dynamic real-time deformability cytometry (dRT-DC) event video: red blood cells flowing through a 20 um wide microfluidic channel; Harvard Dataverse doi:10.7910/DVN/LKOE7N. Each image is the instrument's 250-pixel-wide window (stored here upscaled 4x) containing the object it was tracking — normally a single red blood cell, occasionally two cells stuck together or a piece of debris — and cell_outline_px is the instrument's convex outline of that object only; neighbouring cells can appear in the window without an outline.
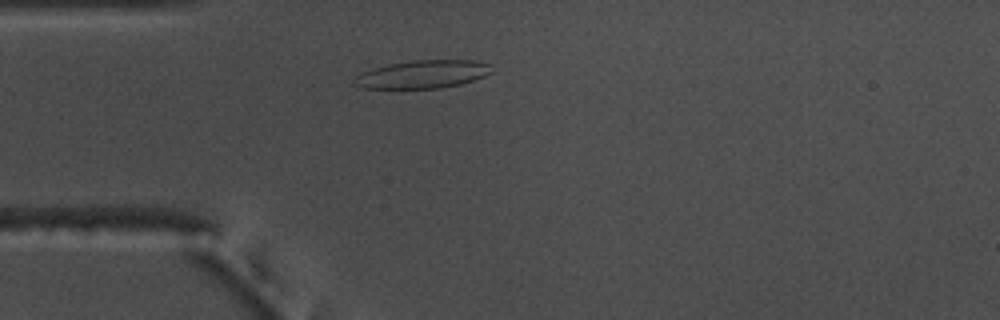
{"species": "common noctule bat (a hibernating species)", "species_latin": "Nyctalus noctula", "temperature_condition": "warm", "stored_images_in_passage": 41, "camera_frame_rate_fps": 3000, "um_per_image_px": 0.085, "animal": {"sex": "male", "body_mass_g": 17.5, "forearm_length_mm": 52.3}, "frame": {"image": 1, "passage_image": 1, "time_ms": 0.0, "image_size_px": [1000, 320], "cell_outline_px": [[496, 72], [460, 84], [440, 88], [364, 88], [352, 84], [356, 76], [372, 68], [388, 64], [412, 60], [476, 60], [492, 64]], "centroid_in_image_um": [36.0, 6.3], "position_along_channel_um": 49.0, "area_um2": 22.6}}
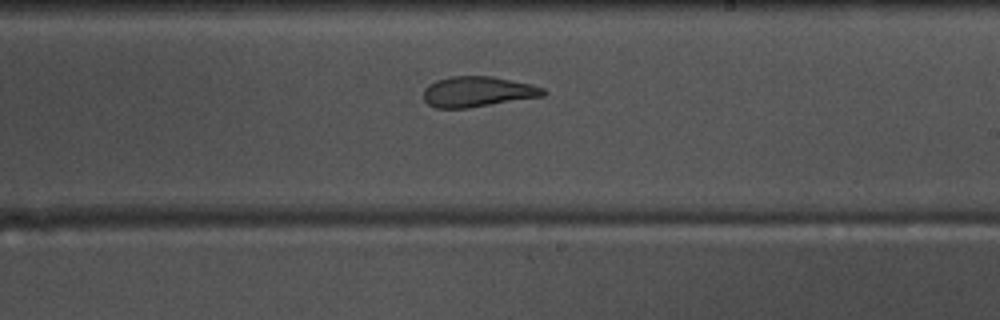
{"frame": {"image": 2, "passage_image": 18, "time_ms": 5.667, "image_size_px": [1000, 320], "cell_outline_px": [[548, 92], [544, 96], [468, 108], [436, 108], [428, 104], [424, 100], [424, 88], [428, 84], [436, 80], [452, 76], [492, 76], [532, 84], [544, 88]], "centroid_in_image_um": [40.61, 7.79], "position_along_channel_um": 248.4, "area_um2": 21.39}}
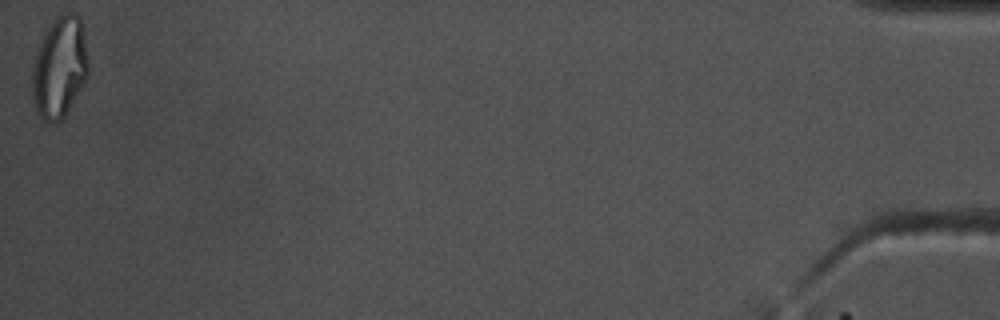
{"frame": {"image": 3, "passage_image": 41, "time_ms": 13.333, "image_size_px": [1000, 320], "cell_outline_px": [[88, 76], [64, 116], [60, 120], [52, 124], [48, 124], [44, 120], [36, 108], [32, 92], [32, 72], [36, 52], [40, 40], [44, 32], [52, 20], [56, 16], [64, 12], [76, 12], [80, 16], [88, 56]], "centroid_in_image_um": [5.07, 5.67], "position_along_channel_um": 430.1, "area_um2": 33.18}, "authors_computed_cell_mechanics": {"area_um2": 21.7328, "velocity_mm_per_s": 3.6987, "shape_relaxation_time_tau1_ms": 9.6834, "shape_relaxation_time_tau2_ms": 2.5035, "deformation_change_tau1": 0.2863, "deformation_change_tau2": 0.122}}